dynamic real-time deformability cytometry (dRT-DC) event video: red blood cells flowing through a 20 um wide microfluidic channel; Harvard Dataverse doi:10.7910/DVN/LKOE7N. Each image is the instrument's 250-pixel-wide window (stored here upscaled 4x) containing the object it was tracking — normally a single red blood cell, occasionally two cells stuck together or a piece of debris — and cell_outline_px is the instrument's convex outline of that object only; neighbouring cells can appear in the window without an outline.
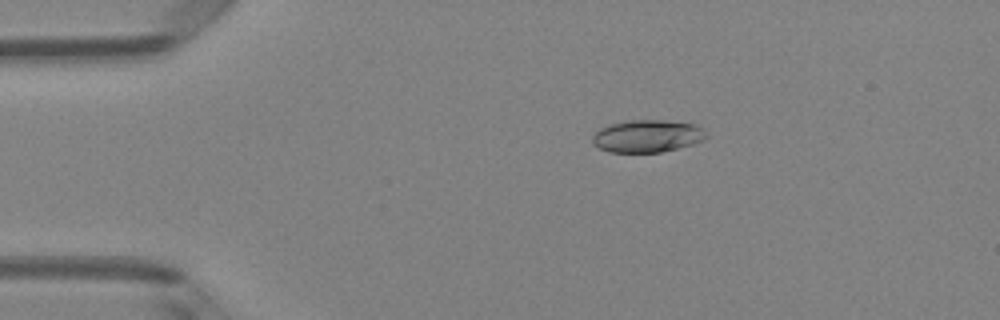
{"species": "Egyptian fruit bat (a non-hibernating species)", "species_latin": "Rousettus aegyptiacus", "temperature_condition": "room temperature", "stored_images_in_passage": 42, "camera_frame_rate_fps": 3000, "um_per_image_px": 0.085, "animal": {"sex": "female"}, "frame": {"image": 1, "passage_image": 2, "time_ms": 0.333, "image_size_px": [1000, 320], "cell_outline_px": [[708, 136], [704, 140], [692, 144], [660, 152], [608, 152], [600, 148], [592, 140], [592, 136], [600, 128], [612, 124], [632, 120], [664, 120], [696, 124]], "centroid_in_image_um": [55.03, 11.56], "position_along_channel_um": 30.0, "area_um2": 21.21}}
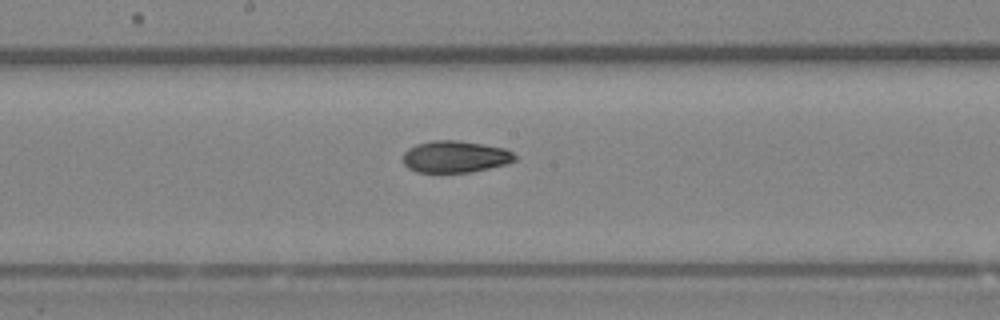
{"frame": {"image": 2, "passage_image": 19, "time_ms": 6.0, "image_size_px": [1000, 320], "cell_outline_px": [[516, 160], [508, 164], [468, 172], [416, 172], [408, 168], [404, 164], [404, 152], [408, 148], [416, 144], [432, 140], [460, 140], [484, 144], [504, 148], [512, 152], [516, 156]], "centroid_in_image_um": [38.69, 13.31], "position_along_channel_um": 209.5, "area_um2": 20.81}}
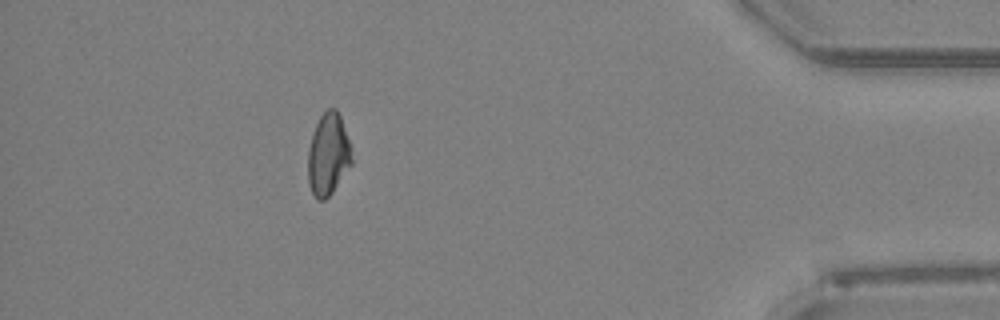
{"frame": {"image": 3, "passage_image": 37, "time_ms": 12.0, "image_size_px": [1000, 320], "cell_outline_px": [[352, 164], [332, 192], [324, 200], [316, 200], [308, 184], [308, 148], [316, 124], [320, 116], [328, 108], [336, 108], [340, 116], [352, 148]], "centroid_in_image_um": [27.9, 13.13], "position_along_channel_um": 407.3, "area_um2": 20.98}, "authors_computed_cell_mechanics": {"area_um2": 21.1837, "velocity_mm_per_s": 4.1182, "shape_relaxation_time_tau1_ms": 3.5456, "shape_relaxation_time_tau2_ms": 5.0018, "deformation_change_tau1": 0.1223, "deformation_change_tau2": 0.0922}}